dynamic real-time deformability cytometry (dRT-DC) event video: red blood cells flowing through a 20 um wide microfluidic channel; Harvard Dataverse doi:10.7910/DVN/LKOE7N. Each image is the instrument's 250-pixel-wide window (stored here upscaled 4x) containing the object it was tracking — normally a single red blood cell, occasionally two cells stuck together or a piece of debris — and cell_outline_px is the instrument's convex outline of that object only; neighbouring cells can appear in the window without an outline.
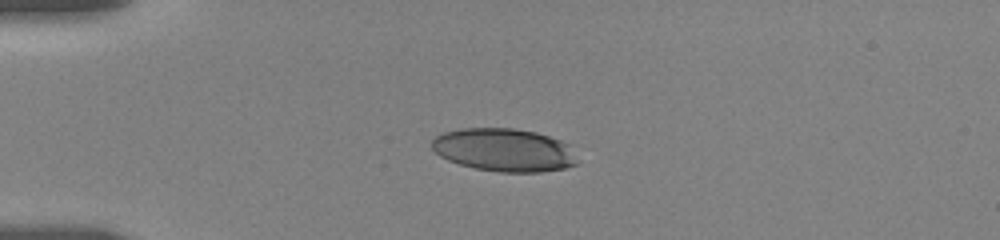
{"species": "human", "species_latin": "Homo sapiens", "temperature_condition": "room temperature", "stored_images_in_passage": 12, "camera_frame_rate_fps": 3000, "um_per_image_px": 0.085, "donor": {"sex": "female"}, "frame": {"image": 1, "passage_image": 1, "time_ms": 0.0, "image_size_px": [1000, 240], "cell_outline_px": [[576, 164], [564, 168], [540, 172], [500, 172], [476, 168], [460, 164], [448, 160], [440, 156], [432, 148], [432, 140], [436, 136], [444, 132], [460, 128], [512, 128], [536, 132], [560, 140], [568, 144], [576, 160]], "centroid_in_image_um": [42.82, 12.74], "position_along_channel_um": 42.2, "area_um2": 36.24}}
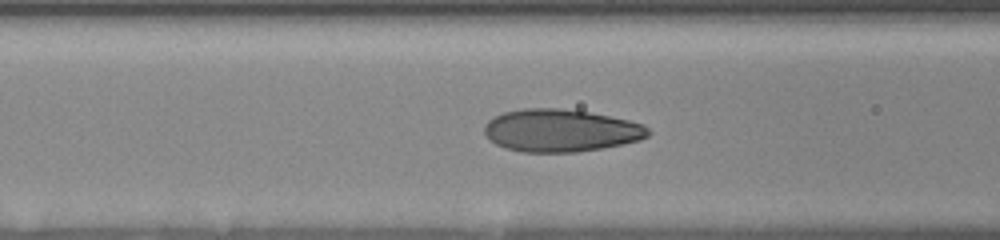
{"frame": {"image": 2, "passage_image": 9, "time_ms": 3.0, "image_size_px": [1000, 240], "cell_outline_px": [[652, 132], [648, 136], [640, 140], [624, 144], [604, 148], [576, 152], [520, 152], [504, 148], [496, 144], [484, 132], [484, 124], [488, 120], [504, 112], [524, 108], [560, 108], [588, 112], [628, 120], [644, 124]], "centroid_in_image_um": [47.68, 11.1], "position_along_channel_um": 118.9, "area_um2": 40.75}}
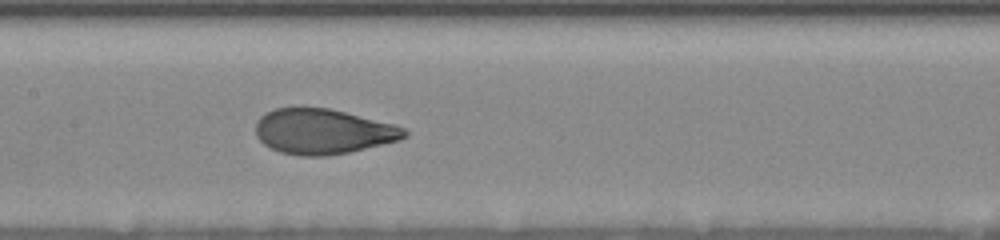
{"frame": {"image": 3, "passage_image": 12, "time_ms": 4.667, "image_size_px": [1000, 240], "cell_outline_px": [[408, 136], [400, 140], [348, 152], [328, 156], [300, 156], [280, 152], [264, 144], [256, 136], [256, 120], [260, 116], [276, 108], [328, 108], [396, 124], [404, 128], [408, 132]], "centroid_in_image_um": [27.47, 11.18], "position_along_channel_um": 179.9, "area_um2": 39.13}}